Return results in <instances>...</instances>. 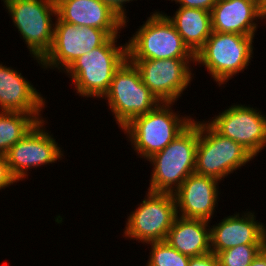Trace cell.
I'll return each instance as SVG.
<instances>
[{"label": "cell", "mask_w": 266, "mask_h": 266, "mask_svg": "<svg viewBox=\"0 0 266 266\" xmlns=\"http://www.w3.org/2000/svg\"><path fill=\"white\" fill-rule=\"evenodd\" d=\"M42 114H27L19 111H0V154L22 139L39 122Z\"/></svg>", "instance_id": "44dd1931"}, {"label": "cell", "mask_w": 266, "mask_h": 266, "mask_svg": "<svg viewBox=\"0 0 266 266\" xmlns=\"http://www.w3.org/2000/svg\"><path fill=\"white\" fill-rule=\"evenodd\" d=\"M57 17L78 27L104 30L110 37L121 36L123 21L109 6L100 0H55Z\"/></svg>", "instance_id": "9a60e30c"}, {"label": "cell", "mask_w": 266, "mask_h": 266, "mask_svg": "<svg viewBox=\"0 0 266 266\" xmlns=\"http://www.w3.org/2000/svg\"><path fill=\"white\" fill-rule=\"evenodd\" d=\"M53 42L50 51L41 60L44 69L65 71L80 56L102 46L110 36L101 29L78 27L55 19Z\"/></svg>", "instance_id": "30bf717a"}, {"label": "cell", "mask_w": 266, "mask_h": 266, "mask_svg": "<svg viewBox=\"0 0 266 266\" xmlns=\"http://www.w3.org/2000/svg\"><path fill=\"white\" fill-rule=\"evenodd\" d=\"M218 183L220 181L211 176L200 175L195 172L190 174L173 193L177 215L184 218L211 221L218 202Z\"/></svg>", "instance_id": "5bb4252c"}, {"label": "cell", "mask_w": 266, "mask_h": 266, "mask_svg": "<svg viewBox=\"0 0 266 266\" xmlns=\"http://www.w3.org/2000/svg\"><path fill=\"white\" fill-rule=\"evenodd\" d=\"M45 121H39L5 154L9 170L17 181L28 178V169L55 163L64 156L53 134L43 128Z\"/></svg>", "instance_id": "4fadbf2b"}, {"label": "cell", "mask_w": 266, "mask_h": 266, "mask_svg": "<svg viewBox=\"0 0 266 266\" xmlns=\"http://www.w3.org/2000/svg\"><path fill=\"white\" fill-rule=\"evenodd\" d=\"M188 266H219L217 256L213 252L201 256L190 257Z\"/></svg>", "instance_id": "484cf974"}, {"label": "cell", "mask_w": 266, "mask_h": 266, "mask_svg": "<svg viewBox=\"0 0 266 266\" xmlns=\"http://www.w3.org/2000/svg\"><path fill=\"white\" fill-rule=\"evenodd\" d=\"M254 37L212 31L204 46L195 54V63L205 66L220 87L247 69L253 58Z\"/></svg>", "instance_id": "277c9868"}, {"label": "cell", "mask_w": 266, "mask_h": 266, "mask_svg": "<svg viewBox=\"0 0 266 266\" xmlns=\"http://www.w3.org/2000/svg\"><path fill=\"white\" fill-rule=\"evenodd\" d=\"M199 121L193 122L167 147L147 159L152 165L149 188L154 193H174L195 172Z\"/></svg>", "instance_id": "6da1fadb"}, {"label": "cell", "mask_w": 266, "mask_h": 266, "mask_svg": "<svg viewBox=\"0 0 266 266\" xmlns=\"http://www.w3.org/2000/svg\"><path fill=\"white\" fill-rule=\"evenodd\" d=\"M146 266H188L190 257L183 255L165 241L151 242Z\"/></svg>", "instance_id": "7402d4cb"}, {"label": "cell", "mask_w": 266, "mask_h": 266, "mask_svg": "<svg viewBox=\"0 0 266 266\" xmlns=\"http://www.w3.org/2000/svg\"><path fill=\"white\" fill-rule=\"evenodd\" d=\"M258 19L259 0H217L211 11L212 31L218 33L255 35Z\"/></svg>", "instance_id": "e0dca14e"}, {"label": "cell", "mask_w": 266, "mask_h": 266, "mask_svg": "<svg viewBox=\"0 0 266 266\" xmlns=\"http://www.w3.org/2000/svg\"><path fill=\"white\" fill-rule=\"evenodd\" d=\"M173 105L160 103L152 111L133 118L121 129L139 157L147 160L162 151L193 122L190 116L182 117L173 112Z\"/></svg>", "instance_id": "3957f363"}, {"label": "cell", "mask_w": 266, "mask_h": 266, "mask_svg": "<svg viewBox=\"0 0 266 266\" xmlns=\"http://www.w3.org/2000/svg\"><path fill=\"white\" fill-rule=\"evenodd\" d=\"M18 181L11 174L6 155L0 154V190L17 183Z\"/></svg>", "instance_id": "cb8c5ba5"}, {"label": "cell", "mask_w": 266, "mask_h": 266, "mask_svg": "<svg viewBox=\"0 0 266 266\" xmlns=\"http://www.w3.org/2000/svg\"><path fill=\"white\" fill-rule=\"evenodd\" d=\"M152 13L126 42L127 59H195L167 14Z\"/></svg>", "instance_id": "5b68a950"}, {"label": "cell", "mask_w": 266, "mask_h": 266, "mask_svg": "<svg viewBox=\"0 0 266 266\" xmlns=\"http://www.w3.org/2000/svg\"><path fill=\"white\" fill-rule=\"evenodd\" d=\"M255 212L227 216L210 228L211 252L215 255L238 245H266V224L256 220Z\"/></svg>", "instance_id": "2e32d148"}, {"label": "cell", "mask_w": 266, "mask_h": 266, "mask_svg": "<svg viewBox=\"0 0 266 266\" xmlns=\"http://www.w3.org/2000/svg\"><path fill=\"white\" fill-rule=\"evenodd\" d=\"M182 37L184 44L195 55L212 33L211 12L179 7L175 14L167 16Z\"/></svg>", "instance_id": "ffe728a7"}, {"label": "cell", "mask_w": 266, "mask_h": 266, "mask_svg": "<svg viewBox=\"0 0 266 266\" xmlns=\"http://www.w3.org/2000/svg\"><path fill=\"white\" fill-rule=\"evenodd\" d=\"M146 194L129 214L123 235L144 244L165 241L178 216L175 197L172 193L148 191Z\"/></svg>", "instance_id": "9c48e42d"}, {"label": "cell", "mask_w": 266, "mask_h": 266, "mask_svg": "<svg viewBox=\"0 0 266 266\" xmlns=\"http://www.w3.org/2000/svg\"><path fill=\"white\" fill-rule=\"evenodd\" d=\"M248 266H266V246Z\"/></svg>", "instance_id": "83f0119b"}, {"label": "cell", "mask_w": 266, "mask_h": 266, "mask_svg": "<svg viewBox=\"0 0 266 266\" xmlns=\"http://www.w3.org/2000/svg\"><path fill=\"white\" fill-rule=\"evenodd\" d=\"M100 1L109 6L123 21H125V27L127 26L126 23L128 22L127 21L128 17L126 16L127 12L124 5L133 0H100Z\"/></svg>", "instance_id": "4316f807"}, {"label": "cell", "mask_w": 266, "mask_h": 266, "mask_svg": "<svg viewBox=\"0 0 266 266\" xmlns=\"http://www.w3.org/2000/svg\"><path fill=\"white\" fill-rule=\"evenodd\" d=\"M102 99L108 100L109 109L120 129L161 103L145 86L138 69L128 59L114 72L109 91Z\"/></svg>", "instance_id": "52a82bcc"}, {"label": "cell", "mask_w": 266, "mask_h": 266, "mask_svg": "<svg viewBox=\"0 0 266 266\" xmlns=\"http://www.w3.org/2000/svg\"><path fill=\"white\" fill-rule=\"evenodd\" d=\"M253 158L241 144L219 134L207 121H199L195 173L221 181Z\"/></svg>", "instance_id": "ba28073f"}, {"label": "cell", "mask_w": 266, "mask_h": 266, "mask_svg": "<svg viewBox=\"0 0 266 266\" xmlns=\"http://www.w3.org/2000/svg\"><path fill=\"white\" fill-rule=\"evenodd\" d=\"M141 80L161 103H175L193 80L191 63L195 59L129 60Z\"/></svg>", "instance_id": "8fae6325"}, {"label": "cell", "mask_w": 266, "mask_h": 266, "mask_svg": "<svg viewBox=\"0 0 266 266\" xmlns=\"http://www.w3.org/2000/svg\"><path fill=\"white\" fill-rule=\"evenodd\" d=\"M170 1V0H169ZM179 3V7L198 8L211 12L217 0H171Z\"/></svg>", "instance_id": "d4e9b609"}, {"label": "cell", "mask_w": 266, "mask_h": 266, "mask_svg": "<svg viewBox=\"0 0 266 266\" xmlns=\"http://www.w3.org/2000/svg\"><path fill=\"white\" fill-rule=\"evenodd\" d=\"M210 221L177 216L165 242L188 257L211 252Z\"/></svg>", "instance_id": "d6986e66"}, {"label": "cell", "mask_w": 266, "mask_h": 266, "mask_svg": "<svg viewBox=\"0 0 266 266\" xmlns=\"http://www.w3.org/2000/svg\"><path fill=\"white\" fill-rule=\"evenodd\" d=\"M260 3V12L263 19L266 18V0H259Z\"/></svg>", "instance_id": "f1b7e54d"}, {"label": "cell", "mask_w": 266, "mask_h": 266, "mask_svg": "<svg viewBox=\"0 0 266 266\" xmlns=\"http://www.w3.org/2000/svg\"><path fill=\"white\" fill-rule=\"evenodd\" d=\"M13 26L18 29L30 54L41 66V60L50 51L57 17L55 0H2ZM52 16V17H51Z\"/></svg>", "instance_id": "8992f818"}, {"label": "cell", "mask_w": 266, "mask_h": 266, "mask_svg": "<svg viewBox=\"0 0 266 266\" xmlns=\"http://www.w3.org/2000/svg\"><path fill=\"white\" fill-rule=\"evenodd\" d=\"M22 73L0 63V110L41 114L46 100Z\"/></svg>", "instance_id": "ac0fdd59"}, {"label": "cell", "mask_w": 266, "mask_h": 266, "mask_svg": "<svg viewBox=\"0 0 266 266\" xmlns=\"http://www.w3.org/2000/svg\"><path fill=\"white\" fill-rule=\"evenodd\" d=\"M207 122L219 134L241 144L254 157L266 147V115L249 105L228 106Z\"/></svg>", "instance_id": "7c38bea8"}, {"label": "cell", "mask_w": 266, "mask_h": 266, "mask_svg": "<svg viewBox=\"0 0 266 266\" xmlns=\"http://www.w3.org/2000/svg\"><path fill=\"white\" fill-rule=\"evenodd\" d=\"M111 36L102 46L80 56L64 72L69 75L79 96L103 98L109 91L114 72L127 59V44L117 46Z\"/></svg>", "instance_id": "7a4b0ae2"}, {"label": "cell", "mask_w": 266, "mask_h": 266, "mask_svg": "<svg viewBox=\"0 0 266 266\" xmlns=\"http://www.w3.org/2000/svg\"><path fill=\"white\" fill-rule=\"evenodd\" d=\"M266 245H238L216 254L219 266H248Z\"/></svg>", "instance_id": "603a6c76"}]
</instances>
